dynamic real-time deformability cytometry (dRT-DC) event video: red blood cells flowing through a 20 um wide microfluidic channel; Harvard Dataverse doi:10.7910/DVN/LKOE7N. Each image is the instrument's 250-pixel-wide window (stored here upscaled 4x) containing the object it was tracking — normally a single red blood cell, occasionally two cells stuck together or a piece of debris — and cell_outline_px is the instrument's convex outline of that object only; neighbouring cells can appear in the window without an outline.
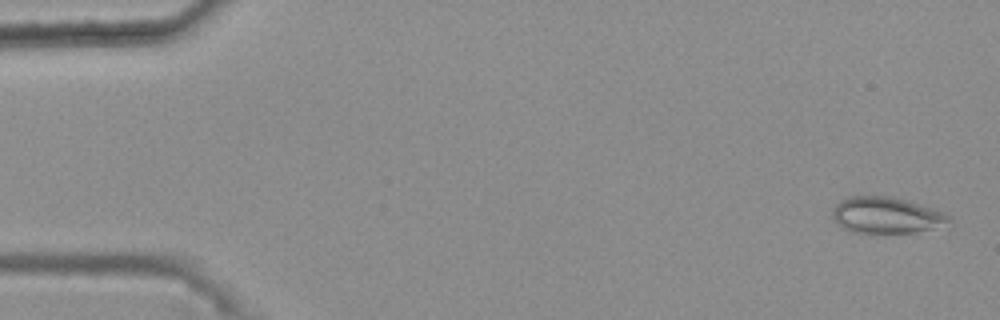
{"species": "common noctule bat (a hibernating species)", "species_latin": "Nyctalus noctula", "temperature_condition": "warm", "stored_images_in_passage": 47, "camera_frame_rate_fps": 3000, "um_per_image_px": 0.085, "animal": {"sex": "female", "body_mass_g": 25.1}, "frame": {"image": 1, "passage_image": 2, "time_ms": 0.333, "image_size_px": [1000, 320], "cell_outline_px": [[952, 220], [932, 228], [916, 232], [880, 236], [856, 232], [844, 228], [832, 216], [832, 208], [840, 200], [848, 196], [892, 196], [932, 208], [944, 212], [952, 216]], "centroid_in_image_um": [75.32, 18.32], "position_along_channel_um": 9.7, "area_um2": 25.09}}
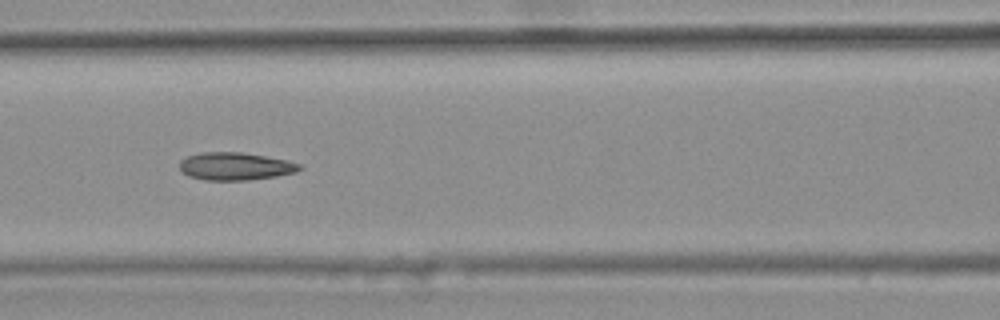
{"frame": {"image": 2, "passage_image": 24, "time_ms": 7.667, "image_size_px": [1000, 320], "cell_outline_px": [[304, 168], [296, 172], [276, 176], [248, 180], [204, 180], [188, 176], [180, 172], [180, 160], [188, 156], [200, 152], [240, 152], [288, 160], [300, 164]], "centroid_in_image_um": [19.99, 14.14], "position_along_channel_um": 146.6, "area_um2": 19.48}}
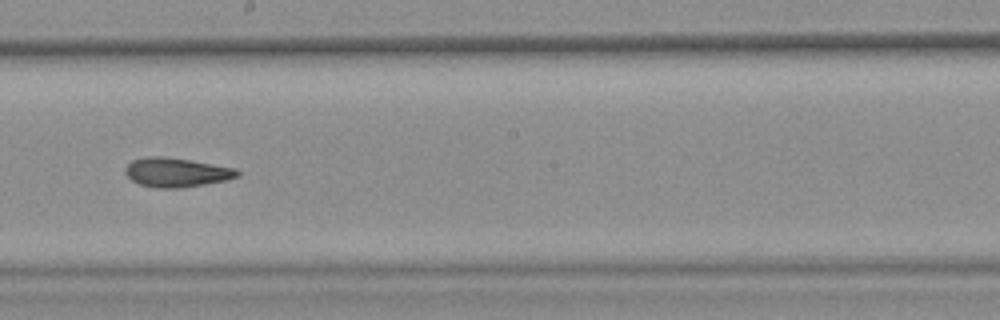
{"frame": {"image": 3, "passage_image": 31, "time_ms": 10.0, "image_size_px": [1000, 320], "cell_outline_px": [[240, 176], [228, 180], [180, 188], [156, 188], [140, 184], [132, 180], [124, 172], [124, 168], [132, 160], [148, 156], [164, 156], [236, 168], [240, 172]], "centroid_in_image_um": [15.0, 14.65], "position_along_channel_um": 233.2, "area_um2": 19.07}, "authors_computed_cell_mechanics": {"area_um2": 19.1318, "velocity_mm_per_s": 3.7234, "shape_relaxation_time_tau1_ms": null, "shape_relaxation_time_tau2_ms": 5.5386, "deformation_change_tau1": null, "deformation_change_tau2": 0.1398}}